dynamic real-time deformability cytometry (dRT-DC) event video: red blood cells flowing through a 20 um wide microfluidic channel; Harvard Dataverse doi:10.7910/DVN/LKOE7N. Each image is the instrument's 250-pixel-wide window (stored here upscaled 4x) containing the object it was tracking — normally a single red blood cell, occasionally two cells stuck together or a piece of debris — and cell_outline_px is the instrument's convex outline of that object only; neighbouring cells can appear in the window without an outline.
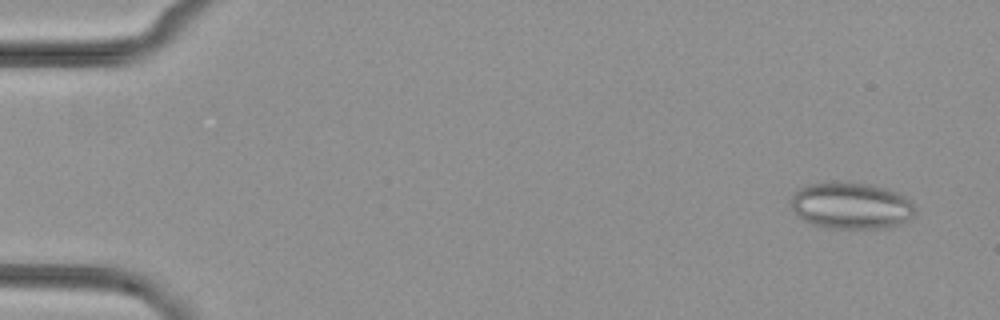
{"species": "common noctule bat (a hibernating species)", "species_latin": "Nyctalus noctula", "temperature_condition": "cold", "stored_images_in_passage": 10, "camera_frame_rate_fps": 3000, "um_per_image_px": 0.085, "animal": {"sex": "female", "body_mass_g": 29.2, "forearm_length_mm": 56.3}, "frame": {"image": 1, "passage_image": 2, "time_ms": 0.333, "image_size_px": [1000, 320], "cell_outline_px": [[916, 208], [912, 216], [908, 220], [900, 224], [888, 228], [824, 228], [812, 224], [804, 220], [792, 208], [792, 196], [800, 188], [808, 184], [836, 180], [868, 184], [884, 188], [896, 192], [904, 196]], "centroid_in_image_um": [72.34, 17.47], "position_along_channel_um": 12.7, "area_um2": 33.81}}